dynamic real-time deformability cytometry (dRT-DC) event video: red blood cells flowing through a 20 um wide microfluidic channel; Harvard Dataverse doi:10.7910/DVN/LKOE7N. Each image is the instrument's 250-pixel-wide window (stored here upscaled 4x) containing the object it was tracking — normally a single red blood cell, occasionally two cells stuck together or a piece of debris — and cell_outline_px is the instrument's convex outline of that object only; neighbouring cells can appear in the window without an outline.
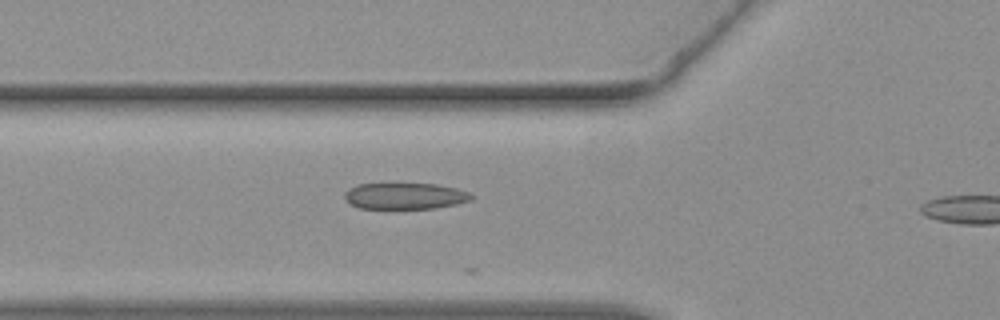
{"species": "common noctule bat (a hibernating species)", "species_latin": "Nyctalus noctula", "temperature_condition": "warm", "stored_images_in_passage": 11, "camera_frame_rate_fps": 3000, "um_per_image_px": 0.085, "animal": {"sex": "female", "body_mass_g": 19.3, "forearm_length_mm": 54.1}, "frame": {"image": 1, "passage_image": 10, "time_ms": 3.0, "image_size_px": [1000, 320], "cell_outline_px": [[472, 200], [456, 204], [436, 208], [360, 208], [344, 200], [344, 192], [348, 188], [356, 184], [436, 184], [456, 188], [468, 192], [472, 196]], "centroid_in_image_um": [34.39, 16.66], "position_along_channel_um": 91.4, "area_um2": 19.36}}